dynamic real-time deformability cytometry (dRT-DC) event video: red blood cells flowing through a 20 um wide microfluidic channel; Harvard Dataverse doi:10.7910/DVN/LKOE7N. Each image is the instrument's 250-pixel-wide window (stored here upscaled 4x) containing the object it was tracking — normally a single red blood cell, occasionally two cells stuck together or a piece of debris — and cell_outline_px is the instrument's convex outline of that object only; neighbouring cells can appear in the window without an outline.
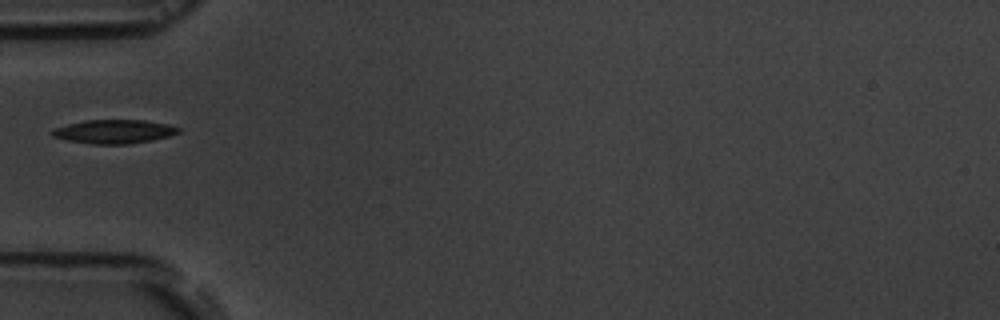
{"species": "common noctule bat (a hibernating species)", "species_latin": "Nyctalus noctula", "temperature_condition": "room temperature", "stored_images_in_passage": 38, "camera_frame_rate_fps": 3000, "um_per_image_px": 0.085, "animal": {"sex": "male", "body_mass_g": 19.5, "forearm_length_mm": 54.6}, "frame": {"image": 1, "passage_image": 1, "time_ms": 0.0, "image_size_px": [1000, 320], "cell_outline_px": [[180, 132], [168, 136], [152, 140], [128, 144], [92, 144], [68, 140], [52, 136], [48, 132], [52, 128], [84, 120], [144, 120], [168, 124], [180, 128]], "centroid_in_image_um": [9.66, 11.18], "position_along_channel_um": 75.3, "area_um2": 17.57}}
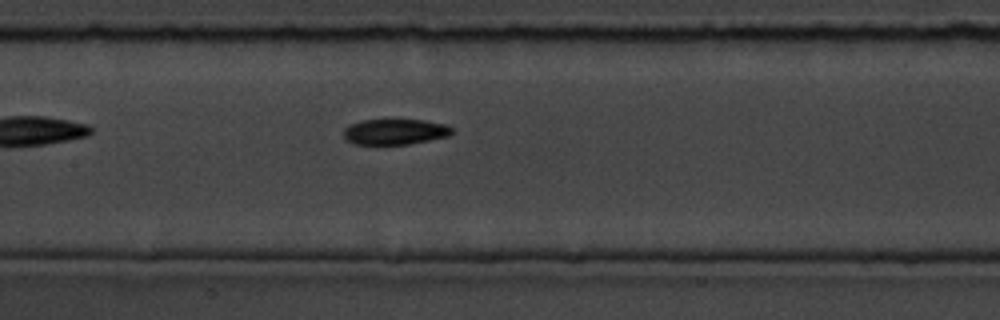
{"frame": {"image": 2, "passage_image": 9, "time_ms": 2.667, "image_size_px": [1000, 320], "cell_outline_px": [[456, 132], [448, 136], [408, 144], [352, 144], [344, 140], [344, 128], [348, 124], [360, 120], [424, 120], [444, 124], [452, 128]], "centroid_in_image_um": [33.53, 11.2], "position_along_channel_um": 173.9, "area_um2": 16.3}}
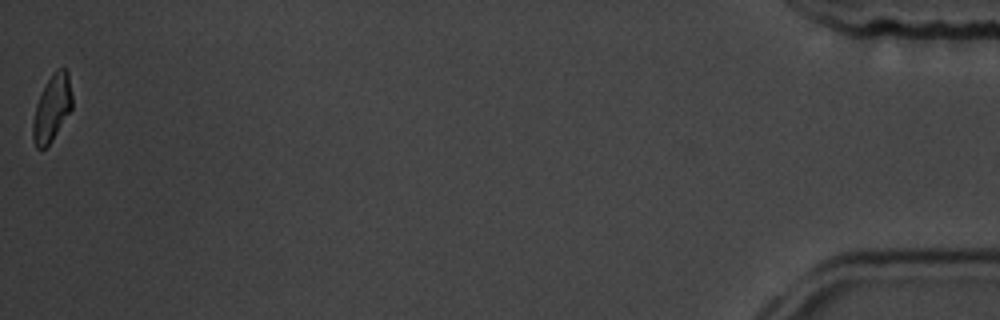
{"frame": {"image": 3, "passage_image": 38, "time_ms": 12.333, "image_size_px": [1000, 320], "cell_outline_px": [[72, 108], [52, 140], [44, 148], [36, 148], [32, 140], [32, 124], [36, 104], [52, 72], [56, 68], [64, 68], [68, 72], [72, 96]], "centroid_in_image_um": [4.41, 9.19], "position_along_channel_um": 430.8, "area_um2": 15.09}}